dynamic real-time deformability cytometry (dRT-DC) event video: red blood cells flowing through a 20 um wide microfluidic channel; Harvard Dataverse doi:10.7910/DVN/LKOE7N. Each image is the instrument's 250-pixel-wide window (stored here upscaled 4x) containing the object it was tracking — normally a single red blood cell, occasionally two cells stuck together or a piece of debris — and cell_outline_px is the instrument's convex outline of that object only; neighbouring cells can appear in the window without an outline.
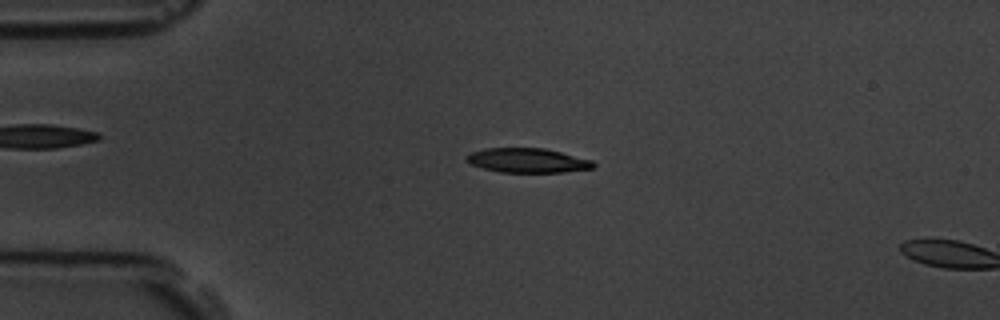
{"species": "common noctule bat (a hibernating species)", "species_latin": "Nyctalus noctula", "temperature_condition": "room temperature", "stored_images_in_passage": 4, "camera_frame_rate_fps": 3000, "um_per_image_px": 0.085, "animal": {"sex": "male", "body_mass_g": 19.5, "forearm_length_mm": 54.6}, "frame": {"image": 1, "passage_image": 3, "time_ms": 2.667, "image_size_px": [1000, 320], "cell_outline_px": [[596, 168], [564, 172], [500, 172], [484, 168], [472, 164], [464, 156], [472, 152], [484, 148], [544, 148], [592, 160], [596, 164]], "centroid_in_image_um": [44.88, 13.64], "position_along_channel_um": 40.1, "area_um2": 17.98}}